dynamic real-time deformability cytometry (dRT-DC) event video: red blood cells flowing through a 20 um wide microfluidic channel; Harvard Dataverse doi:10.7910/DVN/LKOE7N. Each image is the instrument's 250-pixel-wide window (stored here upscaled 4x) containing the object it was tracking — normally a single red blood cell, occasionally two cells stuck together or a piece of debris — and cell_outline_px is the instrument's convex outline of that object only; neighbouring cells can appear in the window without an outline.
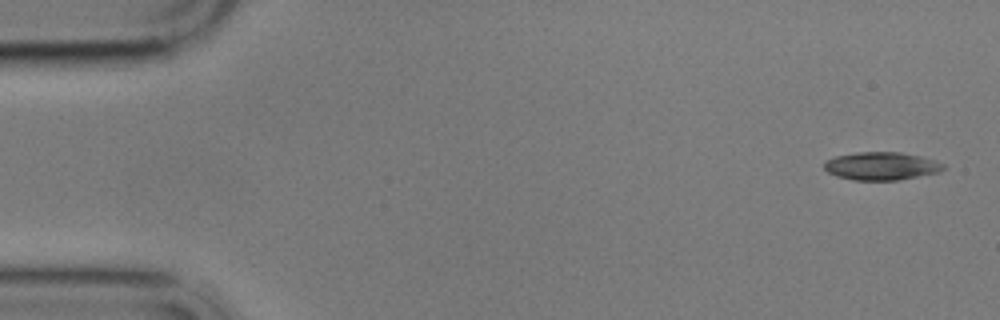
{"species": "common noctule bat (a hibernating species)", "species_latin": "Nyctalus noctula", "temperature_condition": "cold", "stored_images_in_passage": 5, "camera_frame_rate_fps": 3000, "um_per_image_px": 0.085, "animal": {"sex": "male", "body_mass_g": 17.9}, "frame": {"image": 1, "passage_image": 1, "time_ms": 0.0, "image_size_px": [1000, 320], "cell_outline_px": [[944, 168], [940, 172], [900, 180], [852, 180], [836, 176], [828, 172], [824, 168], [824, 160], [836, 156], [860, 152], [900, 152], [920, 156], [944, 164]], "centroid_in_image_um": [74.89, 14.12], "position_along_channel_um": 10.1, "area_um2": 19.42}}
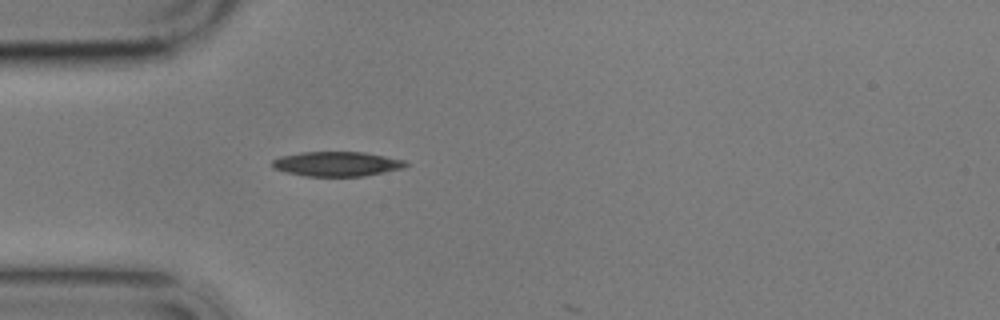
{"frame": {"image": 2, "passage_image": 5, "time_ms": 4.667, "image_size_px": [1000, 320], "cell_outline_px": [[408, 164], [404, 168], [364, 176], [304, 176], [272, 168], [272, 160], [280, 156], [300, 152], [364, 152], [404, 160]], "centroid_in_image_um": [28.61, 13.93], "position_along_channel_um": 56.4, "area_um2": 19.13}}